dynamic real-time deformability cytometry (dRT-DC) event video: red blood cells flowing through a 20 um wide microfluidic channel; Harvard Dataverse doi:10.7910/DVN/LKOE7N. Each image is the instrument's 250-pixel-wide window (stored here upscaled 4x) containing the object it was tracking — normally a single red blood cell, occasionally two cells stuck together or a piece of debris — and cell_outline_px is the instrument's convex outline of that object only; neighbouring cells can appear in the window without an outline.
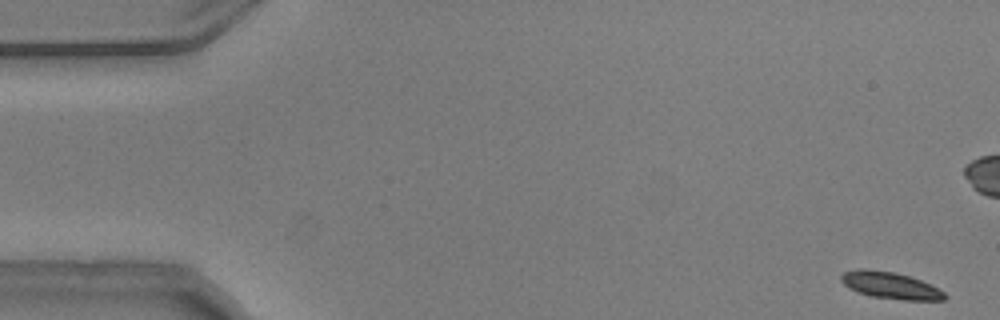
{"species": "common noctule bat (a hibernating species)", "species_latin": "Nyctalus noctula", "temperature_condition": "warm", "stored_images_in_passage": 55, "camera_frame_rate_fps": 3000, "um_per_image_px": 0.085, "animal": {"sex": "male", "body_mass_g": 20.5, "forearm_length_mm": 52.5}, "frame": {"image": 1, "passage_image": 1, "time_ms": 0.0, "image_size_px": [1000, 320], "cell_outline_px": [[948, 296], [944, 300], [904, 300], [868, 296], [856, 292], [848, 288], [840, 280], [840, 276], [844, 272], [860, 268], [864, 268], [892, 272], [908, 276], [920, 280], [944, 292]], "centroid_in_image_um": [75.63, 24.27], "position_along_channel_um": 9.4, "area_um2": 16.13}, "authors_computed_cell_mechanics": {"area_um2": 16.5886, "velocity_mm_per_s": 3.716, "shape_relaxation_time_tau1_ms": 6.545, "shape_relaxation_time_tau2_ms": 3.2013, "deformation_change_tau1": 0.2354, "deformation_change_tau2": 0.051}}